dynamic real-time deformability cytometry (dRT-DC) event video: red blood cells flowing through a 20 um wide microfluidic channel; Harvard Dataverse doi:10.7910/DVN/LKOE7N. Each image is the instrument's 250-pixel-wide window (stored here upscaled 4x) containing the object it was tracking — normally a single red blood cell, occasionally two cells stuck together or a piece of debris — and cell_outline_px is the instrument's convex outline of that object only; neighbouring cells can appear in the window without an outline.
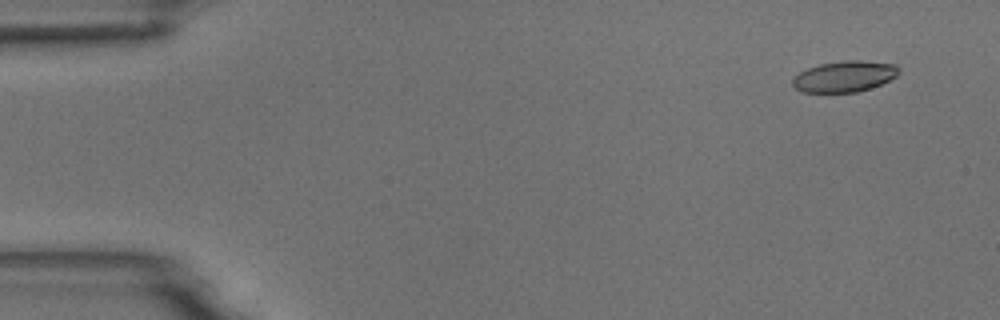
{"species": "common noctule bat (a hibernating species)", "species_latin": "Nyctalus noctula", "temperature_condition": "room temperature", "stored_images_in_passage": 17, "camera_frame_rate_fps": 3000, "um_per_image_px": 0.085, "animal": {"sex": "male", "body_mass_g": 18.8}, "frame": {"image": 1, "passage_image": 2, "time_ms": 0.333, "image_size_px": [1000, 320], "cell_outline_px": [[900, 72], [896, 76], [880, 84], [856, 92], [804, 92], [796, 88], [792, 84], [792, 80], [800, 72], [808, 68], [820, 64], [844, 60], [860, 60], [896, 64], [900, 68]], "centroid_in_image_um": [71.8, 6.48], "position_along_channel_um": 13.2, "area_um2": 19.02}}
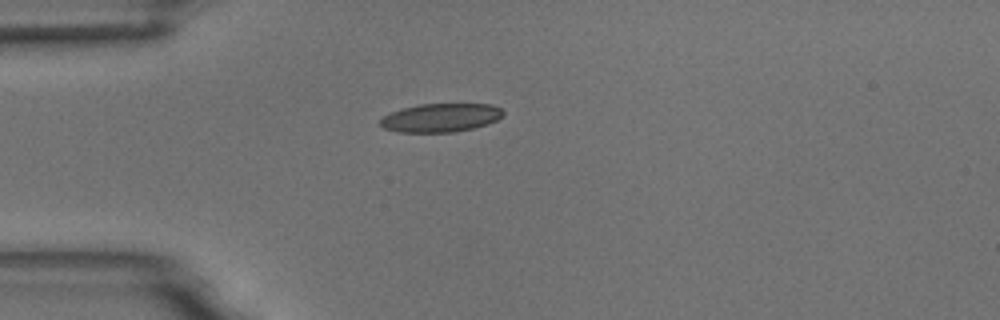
{"frame": {"image": 2, "passage_image": 13, "time_ms": 4.0, "image_size_px": [1000, 320], "cell_outline_px": [[504, 112], [496, 120], [488, 124], [456, 132], [396, 132], [384, 128], [380, 124], [380, 120], [384, 116], [400, 108], [420, 104], [492, 104], [500, 108]], "centroid_in_image_um": [37.44, 10.0], "position_along_channel_um": 47.6, "area_um2": 20.4}}